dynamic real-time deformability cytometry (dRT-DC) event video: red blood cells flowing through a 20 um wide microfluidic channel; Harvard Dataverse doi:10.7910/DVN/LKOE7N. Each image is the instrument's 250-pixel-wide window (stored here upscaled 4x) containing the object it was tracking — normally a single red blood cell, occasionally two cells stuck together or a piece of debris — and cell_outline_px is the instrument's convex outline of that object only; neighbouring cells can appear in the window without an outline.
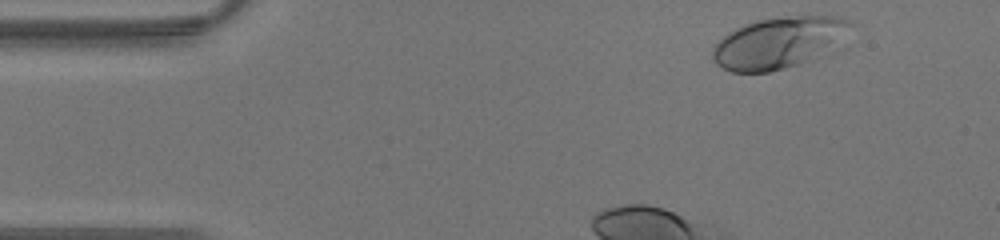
{"species": "human", "species_latin": "Homo sapiens", "temperature_condition": "warm", "stored_images_in_passage": 28, "camera_frame_rate_fps": 3000, "um_per_image_px": 0.085, "donor": {"sex": "male"}, "frame": {"image": 1, "passage_image": 1, "time_ms": 0.0, "image_size_px": [1000, 240], "cell_outline_px": [[852, 24], [848, 48], [840, 52], [800, 64], [768, 72], [732, 72], [716, 64], [712, 56], [712, 48], [728, 32], [736, 28], [756, 20], [796, 16], [840, 16], [848, 20]], "centroid_in_image_um": [66.42, 3.65], "position_along_channel_um": 18.6, "area_um2": 42.95}}
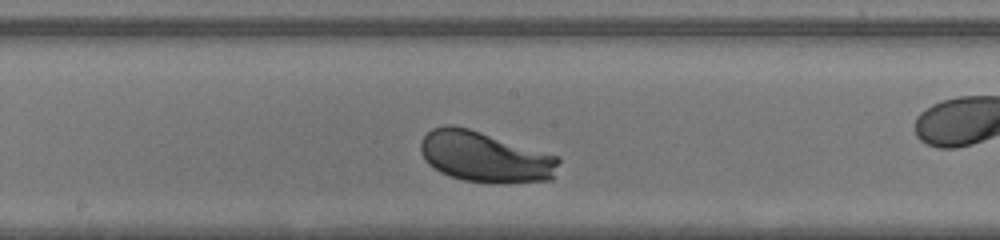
{"frame": {"image": 2, "passage_image": 16, "time_ms": 5.0, "image_size_px": [1000, 240], "cell_outline_px": [[560, 160], [552, 180], [500, 184], [464, 180], [448, 176], [440, 172], [428, 164], [424, 160], [420, 152], [420, 140], [432, 128], [444, 124], [452, 124], [468, 128], [560, 156]], "centroid_in_image_um": [41.21, 13.34], "position_along_channel_um": 207.0, "area_um2": 41.27}}
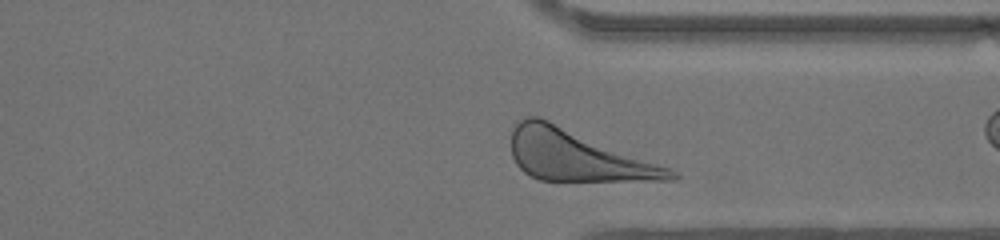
{"frame": {"image": 3, "passage_image": 26, "time_ms": 8.333, "image_size_px": [1000, 240], "cell_outline_px": [[680, 176], [676, 180], [540, 180], [524, 172], [516, 164], [512, 156], [512, 128], [520, 120], [528, 116], [540, 116], [668, 168], [676, 172]], "centroid_in_image_um": [49.0, 13.21], "position_along_channel_um": 362.4, "area_um2": 46.47}}